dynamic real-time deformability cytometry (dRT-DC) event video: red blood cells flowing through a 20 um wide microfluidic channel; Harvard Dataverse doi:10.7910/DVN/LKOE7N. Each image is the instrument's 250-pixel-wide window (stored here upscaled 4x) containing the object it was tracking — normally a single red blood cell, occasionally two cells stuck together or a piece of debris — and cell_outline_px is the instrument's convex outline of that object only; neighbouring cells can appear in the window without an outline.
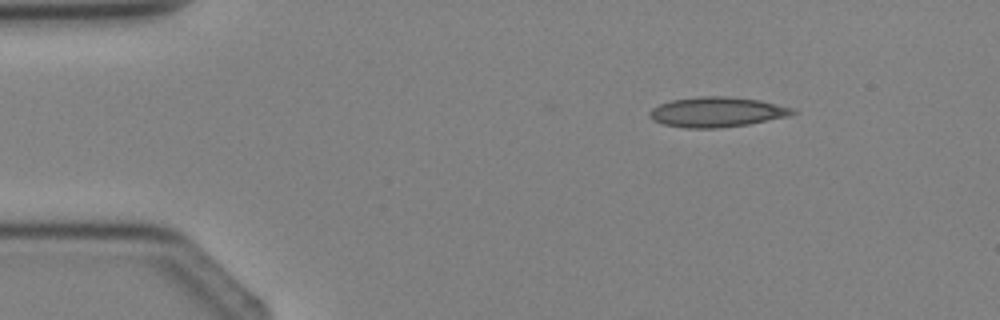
{"species": "Egyptian fruit bat (a non-hibernating species)", "species_latin": "Rousettus aegyptiacus", "temperature_condition": "cold", "stored_images_in_passage": 5, "camera_frame_rate_fps": 3000, "um_per_image_px": 0.085, "animal": {"sex": "female"}, "frame": {"image": 1, "passage_image": 5, "time_ms": 5.667, "image_size_px": [1000, 320], "cell_outline_px": [[796, 112], [788, 116], [748, 124], [720, 128], [684, 128], [664, 124], [652, 120], [648, 116], [648, 112], [652, 108], [660, 104], [672, 100], [696, 96], [728, 96], [760, 100], [792, 108]], "centroid_in_image_um": [60.88, 9.52], "position_along_channel_um": 24.1, "area_um2": 25.03}}